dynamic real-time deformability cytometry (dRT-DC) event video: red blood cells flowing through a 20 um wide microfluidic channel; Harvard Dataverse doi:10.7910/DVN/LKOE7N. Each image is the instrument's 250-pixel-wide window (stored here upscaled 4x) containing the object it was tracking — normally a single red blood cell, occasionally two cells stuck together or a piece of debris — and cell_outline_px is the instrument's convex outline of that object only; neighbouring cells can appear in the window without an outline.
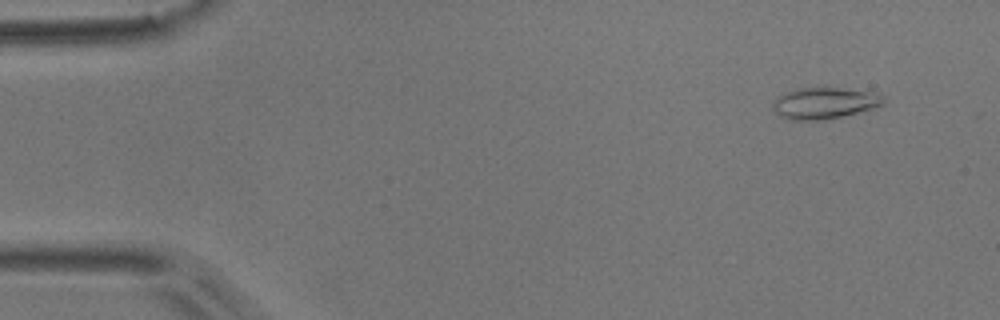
{"species": "common noctule bat (a hibernating species)", "species_latin": "Nyctalus noctula", "temperature_condition": "room temperature", "stored_images_in_passage": 8, "camera_frame_rate_fps": 3000, "um_per_image_px": 0.085, "animal": {"sex": "male", "body_mass_g": 17.9}, "frame": {"image": 1, "passage_image": 1, "time_ms": 0.0, "image_size_px": [1000, 320], "cell_outline_px": [[884, 104], [872, 108], [844, 116], [824, 120], [788, 120], [780, 116], [772, 108], [772, 104], [776, 96], [784, 92], [796, 88], [836, 88], [872, 92], [884, 96]], "centroid_in_image_um": [70.02, 8.77], "position_along_channel_um": 15.0, "area_um2": 20.29}}